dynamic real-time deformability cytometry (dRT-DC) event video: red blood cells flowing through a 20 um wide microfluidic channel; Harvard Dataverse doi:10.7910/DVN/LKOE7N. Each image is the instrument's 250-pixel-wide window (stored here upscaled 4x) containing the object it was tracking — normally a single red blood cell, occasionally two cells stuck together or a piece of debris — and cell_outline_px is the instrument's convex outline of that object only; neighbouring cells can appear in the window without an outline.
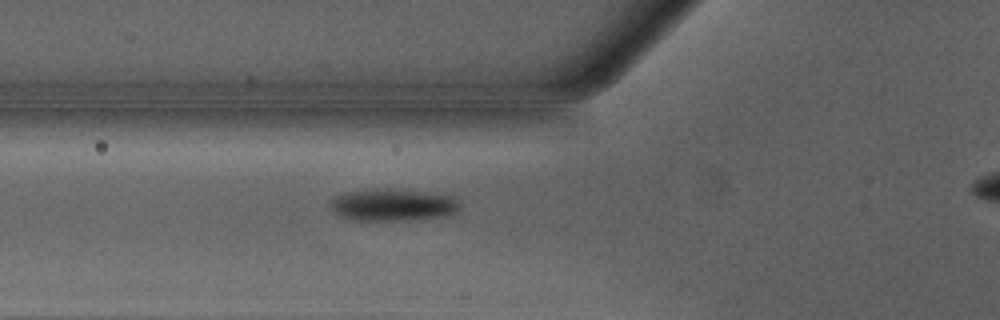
{"species": "Egyptian fruit bat (a non-hibernating species)", "species_latin": "Rousettus aegyptiacus", "temperature_condition": "warm", "stored_images_in_passage": 29, "camera_frame_rate_fps": 3000, "um_per_image_px": 0.085, "animal": {"sex": "male"}, "frame": {"image": 1, "passage_image": 3, "time_ms": 0.667, "image_size_px": [1000, 320], "cell_outline_px": [[460, 208], [456, 212], [444, 216], [408, 220], [348, 220], [340, 216], [328, 204], [332, 196], [348, 192], [376, 188], [388, 188], [452, 196]], "centroid_in_image_um": [33.31, 17.42], "position_along_channel_um": 92.5, "area_um2": 24.1}}
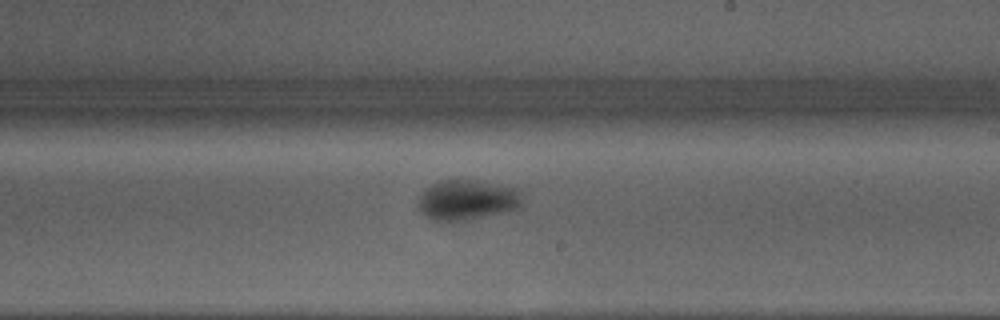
{"frame": {"image": 2, "passage_image": 14, "time_ms": 4.333, "image_size_px": [1000, 320], "cell_outline_px": [[520, 208], [464, 220], [432, 220], [420, 212], [416, 204], [416, 200], [420, 192], [424, 188], [440, 180], [476, 180], [520, 188]], "centroid_in_image_um": [39.64, 16.97], "position_along_channel_um": 249.4, "area_um2": 24.45}}
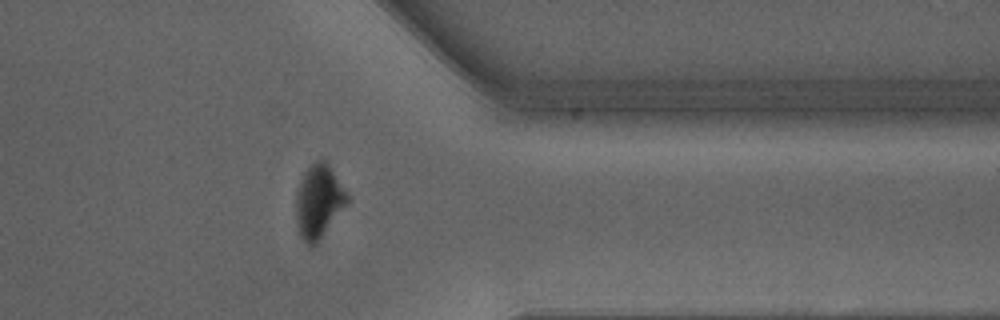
{"frame": {"image": 3, "passage_image": 24, "time_ms": 7.667, "image_size_px": [1000, 320], "cell_outline_px": [[348, 204], [316, 244], [312, 248], [300, 236], [296, 224], [296, 196], [300, 180], [304, 172], [316, 160], [324, 160], [328, 164], [348, 192]], "centroid_in_image_um": [27.1, 17.13], "position_along_channel_um": 384.3, "area_um2": 21.96}}